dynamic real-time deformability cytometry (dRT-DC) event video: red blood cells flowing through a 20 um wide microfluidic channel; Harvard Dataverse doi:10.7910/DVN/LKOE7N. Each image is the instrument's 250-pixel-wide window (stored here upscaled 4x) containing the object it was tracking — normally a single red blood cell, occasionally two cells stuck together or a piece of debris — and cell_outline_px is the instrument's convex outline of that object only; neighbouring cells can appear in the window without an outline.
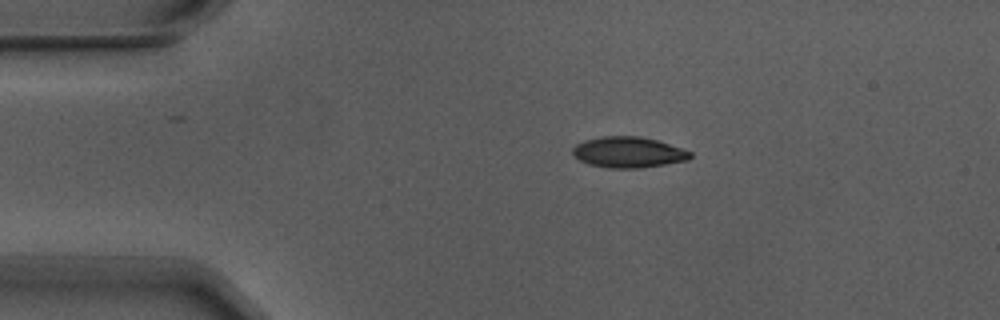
{"species": "Egyptian fruit bat (a non-hibernating species)", "species_latin": "Rousettus aegyptiacus", "temperature_condition": "warm", "stored_images_in_passage": 4, "camera_frame_rate_fps": 3000, "um_per_image_px": 0.085, "animal": {"sex": "male"}, "frame": {"image": 1, "passage_image": 2, "time_ms": 0.333, "image_size_px": [1000, 320], "cell_outline_px": [[692, 156], [688, 160], [640, 168], [608, 168], [588, 164], [580, 160], [572, 152], [572, 148], [576, 144], [584, 140], [600, 136], [640, 136], [656, 140], [692, 152]], "centroid_in_image_um": [53.38, 12.94], "position_along_channel_um": 31.6, "area_um2": 21.04}}